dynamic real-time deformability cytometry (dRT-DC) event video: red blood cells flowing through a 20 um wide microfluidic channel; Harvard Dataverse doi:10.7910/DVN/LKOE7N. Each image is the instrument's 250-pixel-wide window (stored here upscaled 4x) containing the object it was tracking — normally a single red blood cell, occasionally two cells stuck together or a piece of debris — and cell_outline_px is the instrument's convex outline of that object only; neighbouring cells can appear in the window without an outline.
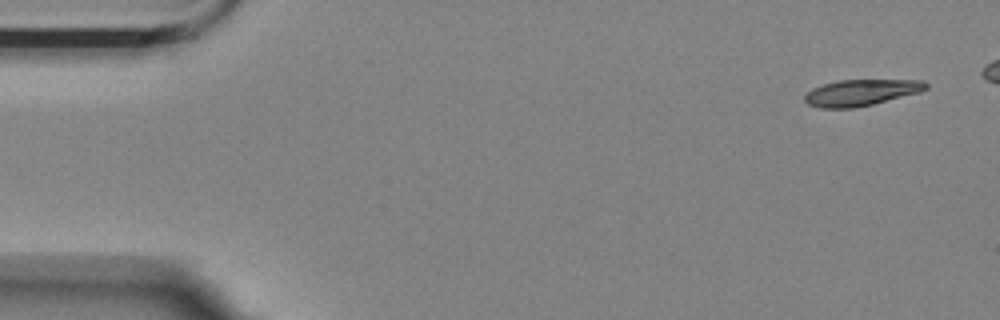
{"species": "Egyptian fruit bat (a non-hibernating species)", "species_latin": "Rousettus aegyptiacus", "temperature_condition": "room temperature", "stored_images_in_passage": 5, "segment_of_instrument_passage": [2, 2], "camera_frame_rate_fps": 3000, "um_per_image_px": 0.085, "animal": {"sex": "female"}, "frame": {"image": 1, "passage_image": 5, "time_ms": 1.333, "image_size_px": [1000, 320], "cell_outline_px": [[928, 88], [920, 92], [872, 104], [852, 108], [820, 108], [808, 104], [804, 100], [804, 96], [812, 88], [824, 84], [840, 80], [924, 80], [928, 84]], "centroid_in_image_um": [73.19, 7.86], "position_along_channel_um": 11.8, "area_um2": 18.44}}